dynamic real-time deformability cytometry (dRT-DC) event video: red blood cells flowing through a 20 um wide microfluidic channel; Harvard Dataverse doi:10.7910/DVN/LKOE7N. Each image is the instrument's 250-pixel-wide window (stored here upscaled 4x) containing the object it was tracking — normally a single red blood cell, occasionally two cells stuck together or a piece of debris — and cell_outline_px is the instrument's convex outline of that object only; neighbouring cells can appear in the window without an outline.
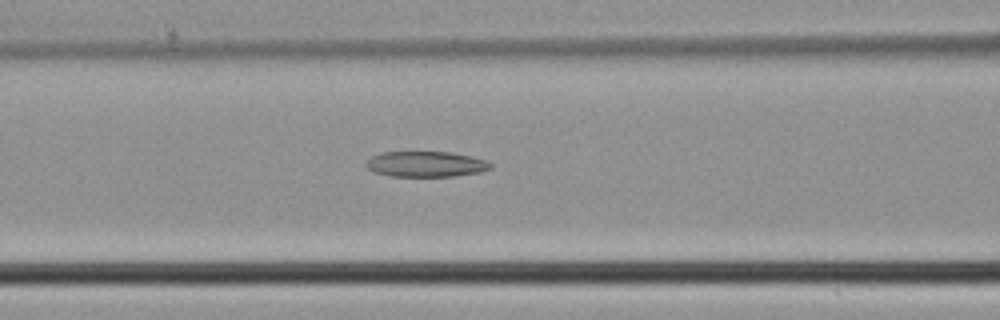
{"species": "common noctule bat (a hibernating species)", "species_latin": "Nyctalus noctula", "temperature_condition": "cold", "stored_images_in_passage": 18, "camera_frame_rate_fps": 3000, "um_per_image_px": 0.085, "animal": {"sex": "male", "body_mass_g": 21.5, "forearm_length_mm": 52.0}, "frame": {"image": 1, "passage_image": 9, "time_ms": 2.667, "image_size_px": [1000, 320], "cell_outline_px": [[492, 168], [480, 172], [452, 176], [392, 176], [372, 172], [364, 164], [372, 156], [380, 152], [452, 152], [484, 160], [492, 164]], "centroid_in_image_um": [36.16, 13.95], "position_along_channel_um": 130.4, "area_um2": 18.44}}
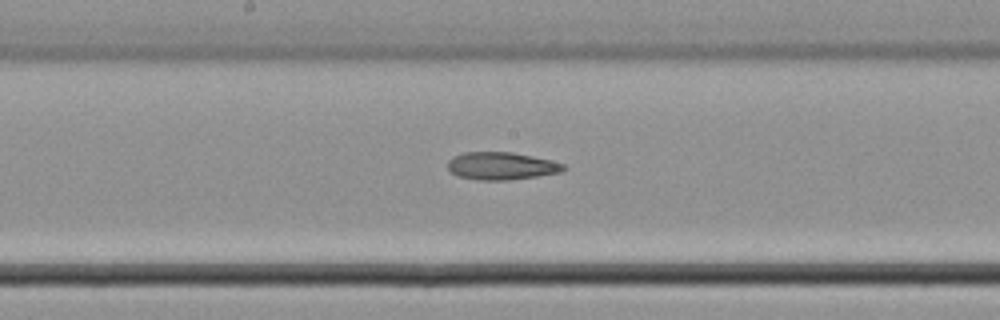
{"frame": {"image": 2, "passage_image": 14, "time_ms": 4.333, "image_size_px": [1000, 320], "cell_outline_px": [[568, 168], [560, 172], [536, 176], [508, 180], [476, 180], [456, 176], [448, 172], [448, 160], [452, 156], [464, 152], [512, 152], [532, 156], [564, 164]], "centroid_in_image_um": [42.55, 14.11], "position_along_channel_um": 205.6, "area_um2": 18.73}}
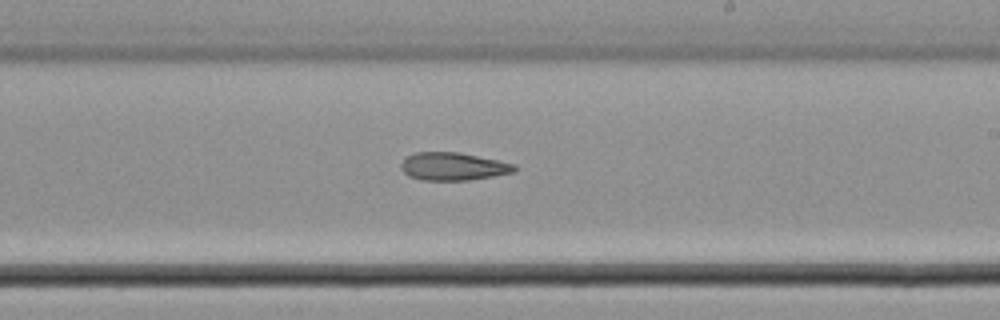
{"frame": {"image": 3, "passage_image": 17, "time_ms": 5.333, "image_size_px": [1000, 320], "cell_outline_px": [[516, 168], [512, 172], [492, 176], [468, 180], [420, 180], [408, 176], [400, 168], [400, 164], [408, 156], [416, 152], [460, 152], [516, 164]], "centroid_in_image_um": [38.49, 14.14], "position_along_channel_um": 250.5, "area_um2": 18.32}}